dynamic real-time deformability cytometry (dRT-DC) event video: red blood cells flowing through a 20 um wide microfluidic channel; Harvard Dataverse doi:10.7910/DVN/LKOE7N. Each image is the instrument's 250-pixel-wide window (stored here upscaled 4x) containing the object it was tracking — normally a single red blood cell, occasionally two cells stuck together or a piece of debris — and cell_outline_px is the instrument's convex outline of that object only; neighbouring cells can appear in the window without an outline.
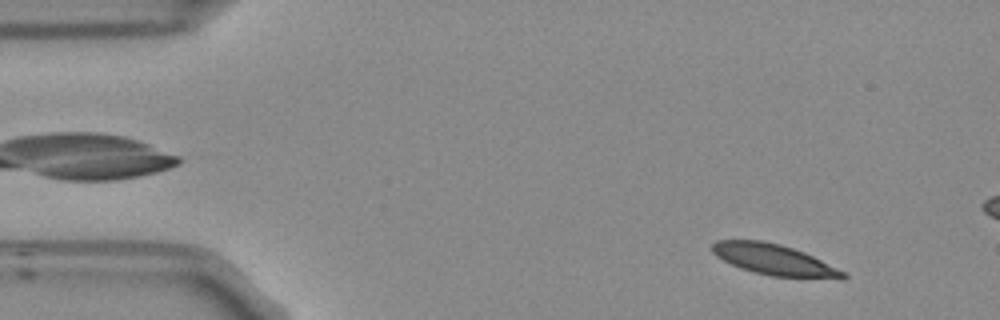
{"species": "Egyptian fruit bat (a non-hibernating species)", "species_latin": "Rousettus aegyptiacus", "temperature_condition": "room temperature", "stored_images_in_passage": 12, "camera_frame_rate_fps": 3000, "um_per_image_px": 0.085, "frame": {"image": 1, "passage_image": 4, "time_ms": 1.0, "image_size_px": [1000, 320], "cell_outline_px": [[848, 276], [844, 280], [840, 280], [772, 276], [752, 272], [740, 268], [716, 256], [712, 252], [712, 244], [716, 240], [764, 240], [780, 244], [804, 252], [844, 272]], "centroid_in_image_um": [65.82, 22.09], "position_along_channel_um": 19.2, "area_um2": 23.64}}